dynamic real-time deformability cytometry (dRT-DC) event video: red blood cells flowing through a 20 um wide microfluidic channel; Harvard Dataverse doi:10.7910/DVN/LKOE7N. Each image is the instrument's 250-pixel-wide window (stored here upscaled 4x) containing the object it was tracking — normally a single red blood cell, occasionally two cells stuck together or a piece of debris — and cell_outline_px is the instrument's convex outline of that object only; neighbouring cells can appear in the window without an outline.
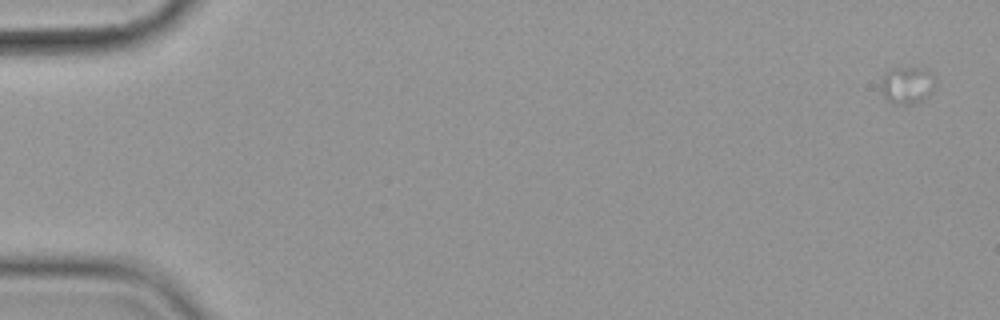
{"species": "common noctule bat (a hibernating species)", "species_latin": "Nyctalus noctula", "temperature_condition": "cold", "stored_images_in_passage": 4, "camera_frame_rate_fps": 3000, "um_per_image_px": 0.085, "animal": {"sex": "female", "body_mass_g": 19.9}, "frame": {"image": 1, "passage_image": 1, "time_ms": 0.0, "image_size_px": [1000, 320], "cell_outline_px": [[932, 84], [928, 96], [912, 104], [900, 104], [888, 100], [884, 96], [880, 88], [880, 84], [884, 76], [892, 68], [928, 68], [932, 72]], "centroid_in_image_um": [77.07, 7.22], "position_along_channel_um": 7.9, "area_um2": 11.33}}